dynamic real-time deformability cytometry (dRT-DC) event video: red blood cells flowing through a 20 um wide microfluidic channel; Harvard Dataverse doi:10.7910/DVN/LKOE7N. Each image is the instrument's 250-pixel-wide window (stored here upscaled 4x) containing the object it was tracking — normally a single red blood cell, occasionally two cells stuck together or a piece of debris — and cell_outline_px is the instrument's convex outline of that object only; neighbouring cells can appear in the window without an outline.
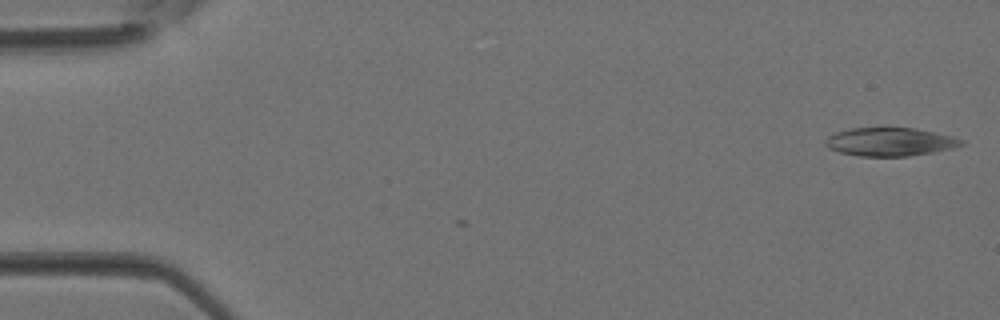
{"species": "Egyptian fruit bat (a non-hibernating species)", "species_latin": "Rousettus aegyptiacus", "temperature_condition": "room temperature", "stored_images_in_passage": 4, "camera_frame_rate_fps": 3000, "um_per_image_px": 0.085, "animal": {"sex": "female"}, "frame": {"image": 1, "passage_image": 1, "time_ms": 0.0, "image_size_px": [1000, 320], "cell_outline_px": [[964, 144], [952, 148], [932, 152], [908, 156], [860, 156], [840, 152], [828, 148], [824, 144], [824, 140], [828, 136], [836, 132], [852, 128], [916, 128], [952, 136], [964, 140]], "centroid_in_image_um": [75.63, 12.05], "position_along_channel_um": 9.4, "area_um2": 22.37}}
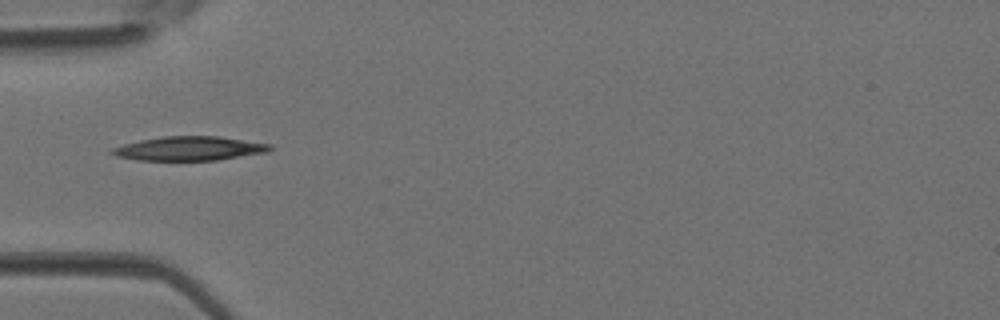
{"frame": {"image": 2, "passage_image": 4, "time_ms": 1.0, "image_size_px": [1000, 320], "cell_outline_px": [[272, 148], [268, 152], [216, 160], [136, 160], [116, 156], [108, 152], [112, 148], [124, 144], [140, 140], [164, 136], [220, 136], [272, 144]], "centroid_in_image_um": [16.1, 12.62], "position_along_channel_um": 68.9, "area_um2": 22.2}}